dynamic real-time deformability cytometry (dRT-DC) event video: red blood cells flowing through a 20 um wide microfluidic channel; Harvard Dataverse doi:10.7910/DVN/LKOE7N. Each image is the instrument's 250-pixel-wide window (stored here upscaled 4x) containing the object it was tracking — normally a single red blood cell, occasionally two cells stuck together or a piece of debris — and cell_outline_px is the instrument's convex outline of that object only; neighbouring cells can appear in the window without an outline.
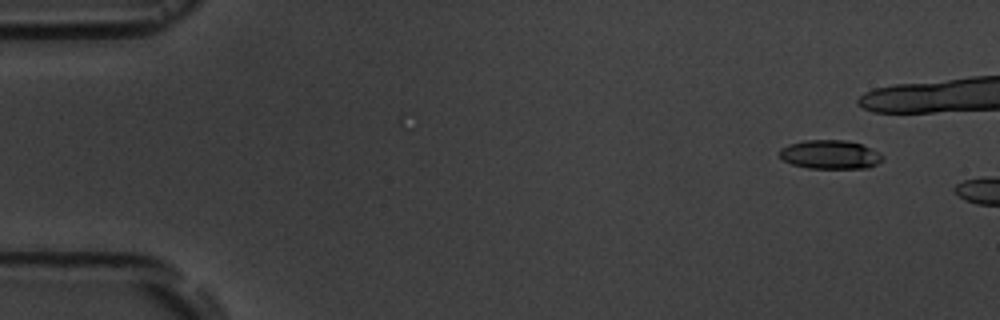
{"species": "common noctule bat (a hibernating species)", "species_latin": "Nyctalus noctula", "temperature_condition": "room temperature", "stored_images_in_passage": 3, "camera_frame_rate_fps": 3000, "um_per_image_px": 0.085, "animal": {"sex": "male", "body_mass_g": 19.5, "forearm_length_mm": 54.6}, "frame": {"image": 1, "passage_image": 1, "time_ms": 0.0, "image_size_px": [1000, 320], "cell_outline_px": [[884, 160], [868, 168], [808, 168], [792, 164], [784, 160], [780, 156], [780, 148], [788, 144], [804, 140], [844, 140], [860, 144], [884, 156]], "centroid_in_image_um": [70.54, 13.14], "position_along_channel_um": 14.5, "area_um2": 17.17}}